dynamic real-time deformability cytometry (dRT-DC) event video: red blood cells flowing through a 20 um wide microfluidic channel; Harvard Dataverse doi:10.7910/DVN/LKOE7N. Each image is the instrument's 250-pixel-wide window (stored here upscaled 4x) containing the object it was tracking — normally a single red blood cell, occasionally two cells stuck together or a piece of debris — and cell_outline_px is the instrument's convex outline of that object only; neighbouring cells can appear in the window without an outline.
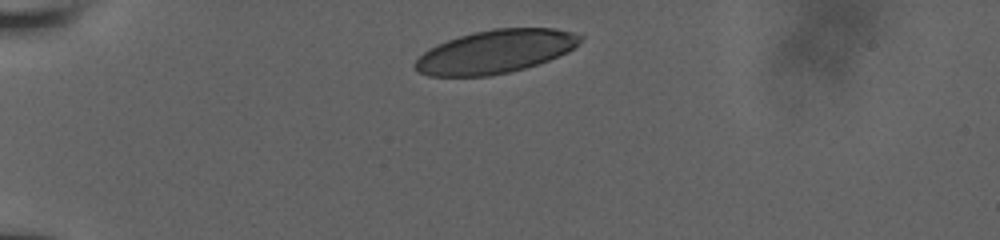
{"species": "human", "species_latin": "Homo sapiens", "temperature_condition": "room temperature", "stored_images_in_passage": 33, "camera_frame_rate_fps": 3000, "um_per_image_px": 0.085, "donor": {"sex": "male"}, "frame": {"image": 1, "passage_image": 1, "time_ms": 0.0, "image_size_px": [1000, 240], "cell_outline_px": [[584, 36], [568, 52], [548, 60], [524, 68], [508, 72], [488, 76], [428, 76], [420, 72], [412, 64], [428, 48], [436, 44], [460, 36], [476, 32], [496, 28], [556, 28], [572, 32]], "centroid_in_image_um": [42.09, 4.38], "position_along_channel_um": 42.9, "area_um2": 41.33}}
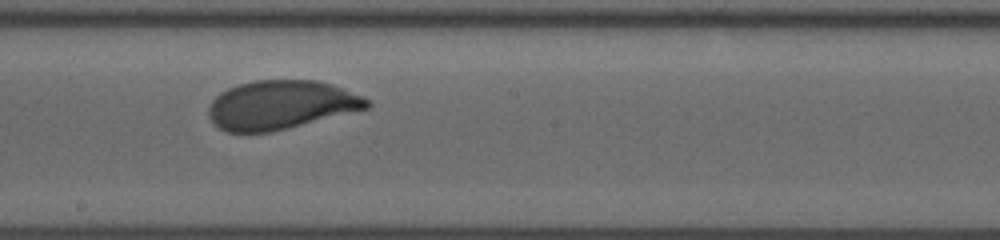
{"frame": {"image": 2, "passage_image": 19, "time_ms": 6.0, "image_size_px": [1000, 240], "cell_outline_px": [[372, 104], [368, 108], [272, 132], [228, 132], [212, 124], [208, 116], [208, 108], [212, 100], [220, 92], [228, 88], [240, 84], [256, 80], [316, 80], [332, 84], [364, 96], [372, 100]], "centroid_in_image_um": [23.88, 8.91], "position_along_channel_um": 224.3, "area_um2": 45.2}}
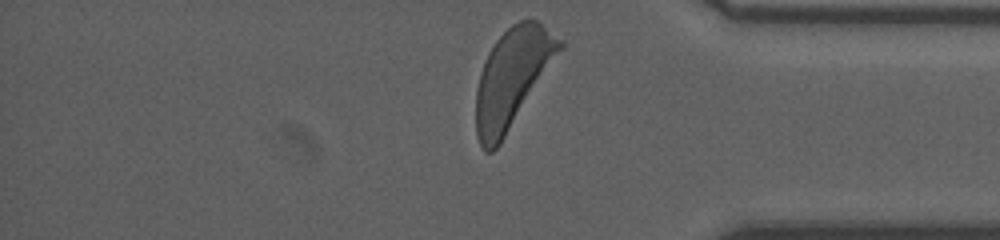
{"frame": {"image": 3, "passage_image": 33, "time_ms": 10.667, "image_size_px": [1000, 240], "cell_outline_px": [[564, 48], [500, 144], [492, 152], [484, 152], [476, 136], [476, 88], [480, 72], [488, 52], [496, 40], [512, 24], [520, 20], [536, 20], [560, 40], [564, 44]], "centroid_in_image_um": [43.53, 6.65], "position_along_channel_um": 391.7, "area_um2": 47.8}, "authors_computed_cell_mechanics": {"area_um2": 45.3152, "velocity_mm_per_s": 3.8375, "shape_relaxation_time_tau1_ms": 2.5594, "shape_relaxation_time_tau2_ms": null, "deformation_change_tau1": 0.1409, "deformation_change_tau2": null}}